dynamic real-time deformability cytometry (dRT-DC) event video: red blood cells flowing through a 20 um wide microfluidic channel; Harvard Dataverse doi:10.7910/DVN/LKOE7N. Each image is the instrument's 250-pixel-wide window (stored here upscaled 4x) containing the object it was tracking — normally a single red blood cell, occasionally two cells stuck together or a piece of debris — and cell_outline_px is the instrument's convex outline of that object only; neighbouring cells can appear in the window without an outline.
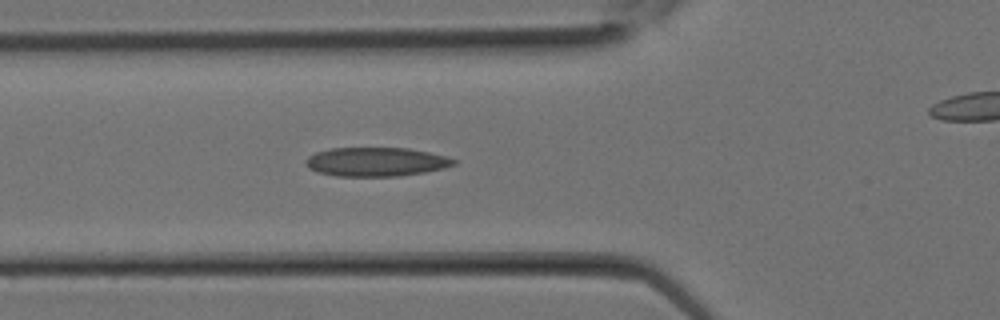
{"species": "Egyptian fruit bat (a non-hibernating species)", "species_latin": "Rousettus aegyptiacus", "temperature_condition": "room temperature", "stored_images_in_passage": 10, "camera_frame_rate_fps": 3000, "um_per_image_px": 0.085, "animal": {"sex": "female"}, "frame": {"image": 1, "passage_image": 9, "time_ms": 2.667, "image_size_px": [1000, 320], "cell_outline_px": [[456, 164], [444, 168], [424, 172], [396, 176], [336, 176], [316, 172], [308, 168], [304, 164], [304, 160], [308, 156], [316, 152], [332, 148], [408, 148], [428, 152], [444, 156], [456, 160]], "centroid_in_image_um": [31.91, 13.76], "position_along_channel_um": 93.9, "area_um2": 24.97}}